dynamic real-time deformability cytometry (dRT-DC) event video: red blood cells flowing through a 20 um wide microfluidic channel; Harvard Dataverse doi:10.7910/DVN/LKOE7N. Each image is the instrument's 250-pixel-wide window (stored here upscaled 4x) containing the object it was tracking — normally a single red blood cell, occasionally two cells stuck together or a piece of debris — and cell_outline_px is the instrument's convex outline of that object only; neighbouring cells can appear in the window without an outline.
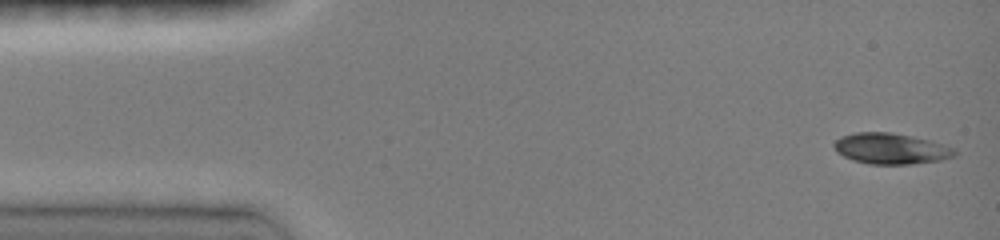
{"species": "common noctule bat (a hibernating species)", "species_latin": "Nyctalus noctula", "temperature_condition": "room temperature", "stored_images_in_passage": 7, "camera_frame_rate_fps": 3000, "um_per_image_px": 0.085, "animal": {"sex": "female", "body_mass_g": 19.0, "forearm_length_mm": 51.5}, "frame": {"image": 1, "passage_image": 1, "time_ms": 0.0, "image_size_px": [1000, 240], "cell_outline_px": [[956, 156], [940, 160], [912, 164], [868, 164], [852, 160], [836, 152], [832, 144], [840, 136], [856, 132], [892, 132], [912, 136], [928, 140], [956, 148]], "centroid_in_image_um": [75.71, 12.63], "position_along_channel_um": 9.3, "area_um2": 21.85}}
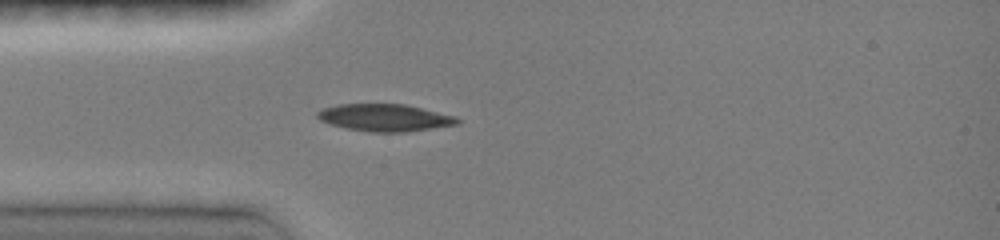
{"frame": {"image": 2, "passage_image": 7, "time_ms": 3.667, "image_size_px": [1000, 240], "cell_outline_px": [[460, 124], [404, 132], [368, 132], [344, 128], [320, 120], [316, 116], [316, 112], [324, 108], [340, 104], [404, 104], [456, 116], [460, 120]], "centroid_in_image_um": [32.71, 10.0], "position_along_channel_um": 52.3, "area_um2": 22.14}}